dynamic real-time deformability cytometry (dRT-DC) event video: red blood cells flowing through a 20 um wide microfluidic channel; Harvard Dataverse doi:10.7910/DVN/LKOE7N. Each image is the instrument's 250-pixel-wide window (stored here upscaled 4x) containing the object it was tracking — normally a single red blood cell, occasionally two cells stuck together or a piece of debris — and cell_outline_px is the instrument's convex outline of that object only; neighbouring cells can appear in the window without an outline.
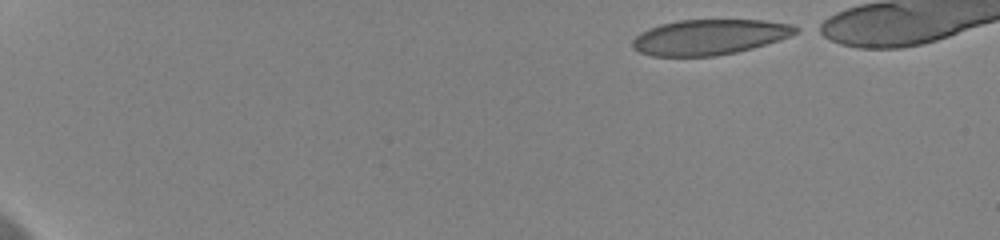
{"species": "human", "species_latin": "Homo sapiens", "temperature_condition": "cold", "stored_images_in_passage": 45, "camera_frame_rate_fps": 3000, "um_per_image_px": 0.085, "donor": {"sex": "female"}, "frame": {"image": 1, "passage_image": 1, "time_ms": 0.0, "image_size_px": [1000, 240], "cell_outline_px": [[800, 32], [780, 40], [752, 48], [736, 52], [716, 56], [652, 56], [640, 52], [632, 48], [632, 40], [640, 32], [648, 28], [660, 24], [676, 20], [764, 20], [792, 24], [800, 28]], "centroid_in_image_um": [60.31, 3.14], "position_along_channel_um": 24.7, "area_um2": 33.87}}
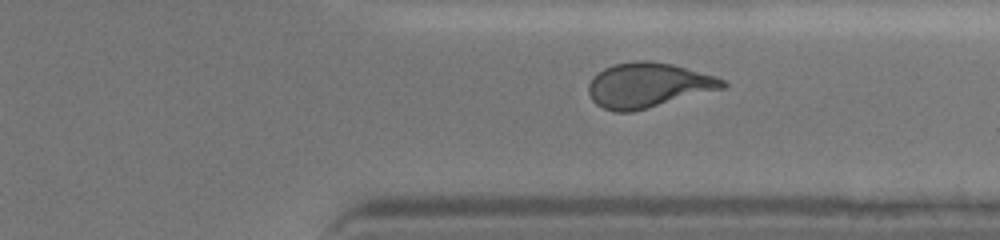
{"frame": {"image": 2, "passage_image": 39, "time_ms": 12.667, "image_size_px": [1000, 240], "cell_outline_px": [[728, 84], [724, 88], [648, 108], [632, 112], [616, 112], [604, 108], [596, 104], [592, 100], [588, 92], [588, 84], [592, 76], [604, 68], [616, 64], [636, 60], [648, 60], [672, 64], [716, 76], [724, 80]], "centroid_in_image_um": [55.07, 7.24], "position_along_channel_um": 356.3, "area_um2": 35.03}}
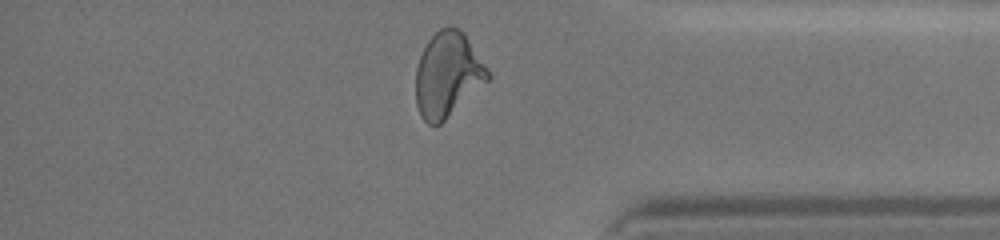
{"frame": {"image": 3, "passage_image": 43, "time_ms": 14.0, "image_size_px": [1000, 240], "cell_outline_px": [[492, 76], [488, 80], [440, 124], [428, 124], [420, 116], [416, 104], [416, 68], [420, 56], [428, 40], [440, 28], [460, 28], [464, 32], [488, 68]], "centroid_in_image_um": [38.05, 6.34], "position_along_channel_um": 397.1, "area_um2": 35.32}, "authors_computed_cell_mechanics": {"area_um2": 34.8534, "velocity_mm_per_s": 3.6525, "shape_relaxation_time_tau1_ms": 6.9856, "shape_relaxation_time_tau2_ms": 1.1005, "deformation_change_tau1": 0.1988, "deformation_change_tau2": 0.0757}}